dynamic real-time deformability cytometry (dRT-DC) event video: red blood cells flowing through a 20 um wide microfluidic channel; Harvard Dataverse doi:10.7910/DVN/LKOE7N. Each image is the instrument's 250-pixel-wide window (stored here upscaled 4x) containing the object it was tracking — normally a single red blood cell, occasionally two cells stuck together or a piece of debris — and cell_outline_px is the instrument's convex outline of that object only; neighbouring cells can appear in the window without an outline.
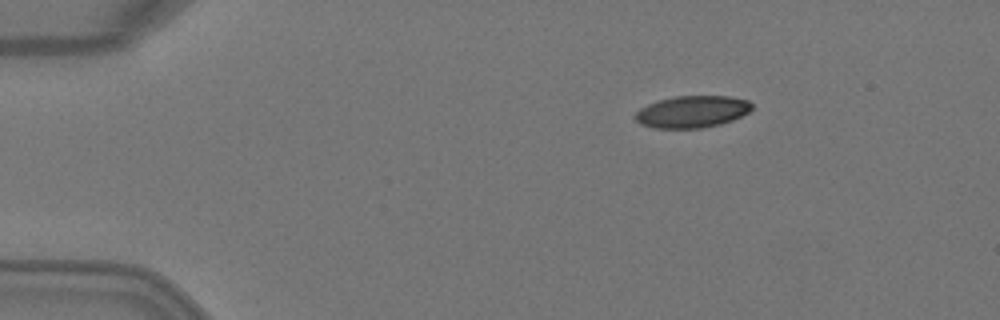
{"species": "Egyptian fruit bat (a non-hibernating species)", "species_latin": "Rousettus aegyptiacus", "temperature_condition": "warm", "stored_images_in_passage": 3, "camera_frame_rate_fps": 3000, "um_per_image_px": 0.085, "animal": {"sex": "female"}, "frame": {"image": 1, "passage_image": 1, "time_ms": 0.0, "image_size_px": [1000, 320], "cell_outline_px": [[752, 108], [748, 112], [732, 120], [720, 124], [700, 128], [652, 128], [640, 124], [632, 116], [640, 108], [648, 104], [660, 100], [676, 96], [728, 96], [748, 100], [752, 104]], "centroid_in_image_um": [58.8, 9.5], "position_along_channel_um": 26.2, "area_um2": 21.68}}